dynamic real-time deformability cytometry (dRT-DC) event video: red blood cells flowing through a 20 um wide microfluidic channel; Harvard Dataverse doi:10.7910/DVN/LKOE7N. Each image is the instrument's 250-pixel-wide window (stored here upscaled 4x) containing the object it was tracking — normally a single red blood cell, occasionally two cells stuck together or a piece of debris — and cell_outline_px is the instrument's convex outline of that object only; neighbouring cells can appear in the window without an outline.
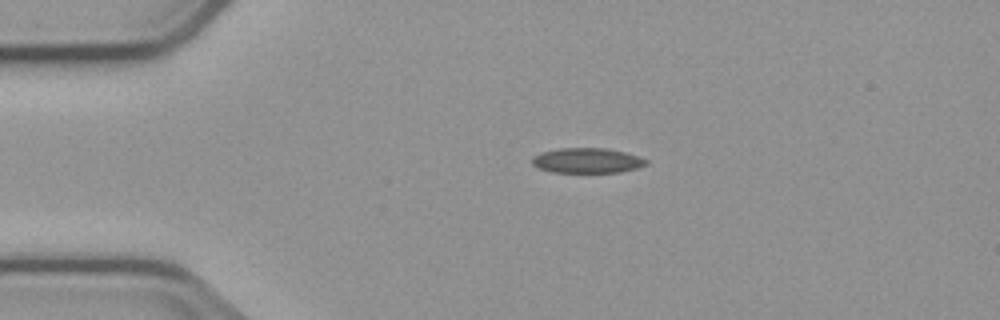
{"species": "common noctule bat (a hibernating species)", "species_latin": "Nyctalus noctula", "temperature_condition": "cold", "stored_images_in_passage": 2, "camera_frame_rate_fps": 3000, "um_per_image_px": 0.085, "animal": {"sex": "male", "body_mass_g": 23.1, "forearm_length_mm": 52.7}, "frame": {"image": 1, "passage_image": 1, "time_ms": 0.0, "image_size_px": [1000, 320], "cell_outline_px": [[648, 164], [636, 168], [620, 172], [552, 172], [536, 168], [532, 164], [532, 156], [540, 152], [560, 148], [608, 148], [640, 156], [648, 160]], "centroid_in_image_um": [49.89, 13.64], "position_along_channel_um": 35.1, "area_um2": 16.82}}